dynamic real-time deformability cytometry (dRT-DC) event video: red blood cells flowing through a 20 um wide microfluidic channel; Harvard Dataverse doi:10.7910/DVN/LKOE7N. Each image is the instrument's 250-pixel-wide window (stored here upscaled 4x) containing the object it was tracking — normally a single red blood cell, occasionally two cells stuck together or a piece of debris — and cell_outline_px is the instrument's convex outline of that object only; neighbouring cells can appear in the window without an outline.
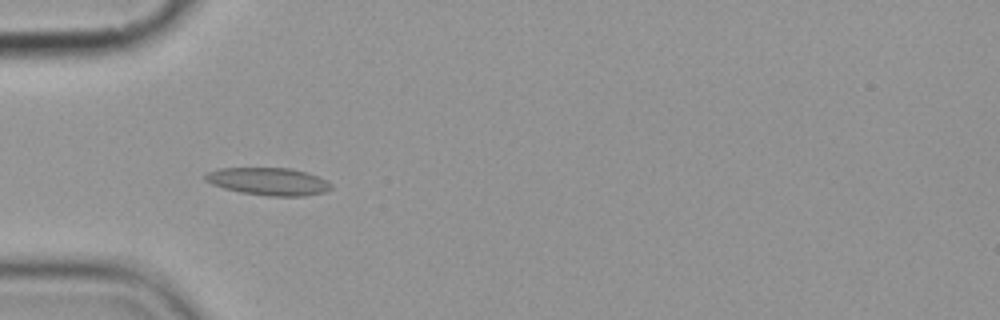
{"species": "common noctule bat (a hibernating species)", "species_latin": "Nyctalus noctula", "temperature_condition": "cold", "stored_images_in_passage": 7, "camera_frame_rate_fps": 3000, "um_per_image_px": 0.085, "animal": {"sex": "female", "body_mass_g": 19.9}, "frame": {"image": 1, "passage_image": 4, "time_ms": 4.667, "image_size_px": [1000, 320], "cell_outline_px": [[332, 188], [324, 192], [304, 196], [268, 196], [240, 192], [224, 188], [212, 184], [204, 180], [204, 176], [208, 172], [220, 168], [292, 168], [316, 176], [332, 184]], "centroid_in_image_um": [22.8, 15.42], "position_along_channel_um": 62.2, "area_um2": 20.06}}
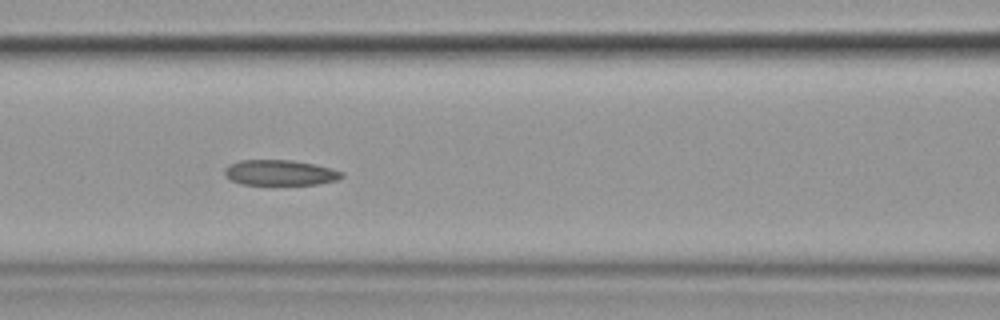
{"frame": {"image": 2, "passage_image": 6, "time_ms": 7.0, "image_size_px": [1000, 320], "cell_outline_px": [[344, 176], [336, 180], [316, 184], [240, 184], [224, 176], [224, 168], [228, 164], [240, 160], [292, 160], [316, 164], [332, 168], [344, 172]], "centroid_in_image_um": [23.79, 14.66], "position_along_channel_um": 142.8, "area_um2": 17.46}}
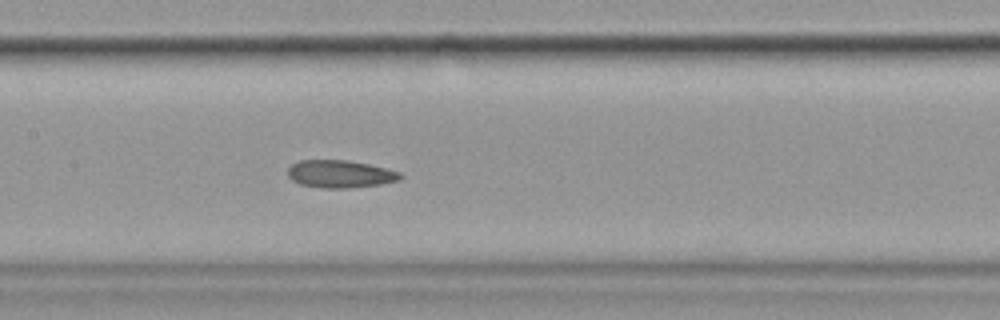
{"frame": {"image": 3, "passage_image": 7, "time_ms": 8.0, "image_size_px": [1000, 320], "cell_outline_px": [[404, 176], [400, 180], [380, 184], [348, 188], [324, 188], [300, 184], [292, 180], [288, 176], [288, 168], [292, 164], [300, 160], [348, 160], [368, 164], [400, 172]], "centroid_in_image_um": [28.91, 14.79], "position_along_channel_um": 178.5, "area_um2": 18.03}}